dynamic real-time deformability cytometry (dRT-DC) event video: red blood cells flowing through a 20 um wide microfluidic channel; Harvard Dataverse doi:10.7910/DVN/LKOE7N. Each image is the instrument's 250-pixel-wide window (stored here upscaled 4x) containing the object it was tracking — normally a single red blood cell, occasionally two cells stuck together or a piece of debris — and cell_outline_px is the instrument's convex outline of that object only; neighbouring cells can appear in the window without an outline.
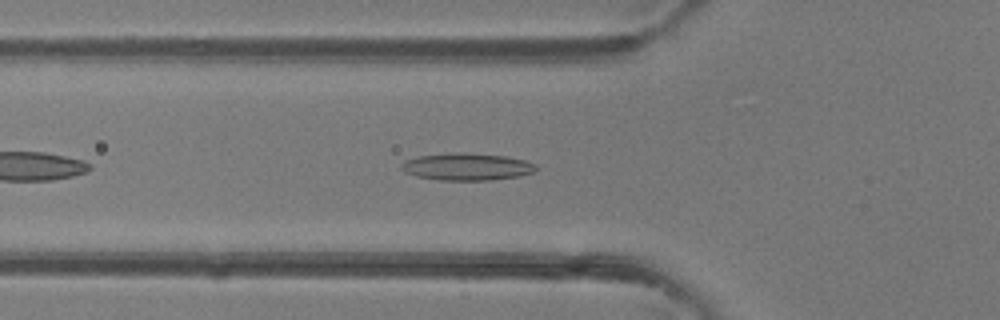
{"species": "common noctule bat (a hibernating species)", "species_latin": "Nyctalus noctula", "temperature_condition": "room temperature", "stored_images_in_passage": 37, "camera_frame_rate_fps": 3000, "um_per_image_px": 0.085, "animal": {"sex": "female"}, "frame": {"image": 1, "passage_image": 6, "time_ms": 1.667, "image_size_px": [1000, 320], "cell_outline_px": [[536, 172], [520, 176], [492, 180], [440, 180], [416, 176], [404, 172], [400, 168], [400, 164], [404, 160], [416, 156], [460, 152], [508, 156], [524, 160], [536, 164]], "centroid_in_image_um": [39.68, 14.17], "position_along_channel_um": 86.1, "area_um2": 21.56}}
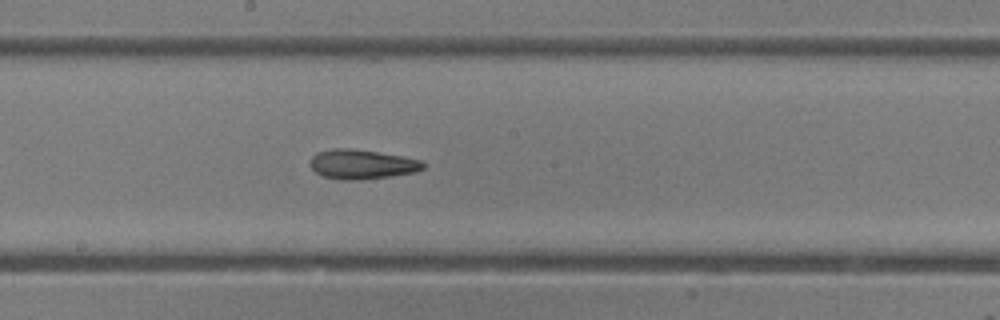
{"frame": {"image": 2, "passage_image": 15, "time_ms": 4.667, "image_size_px": [1000, 320], "cell_outline_px": [[424, 168], [416, 172], [388, 176], [352, 180], [340, 180], [324, 176], [316, 172], [312, 168], [312, 156], [316, 152], [332, 148], [352, 148], [400, 156], [420, 160], [424, 164]], "centroid_in_image_um": [30.74, 13.95], "position_along_channel_um": 217.5, "area_um2": 19.07}}
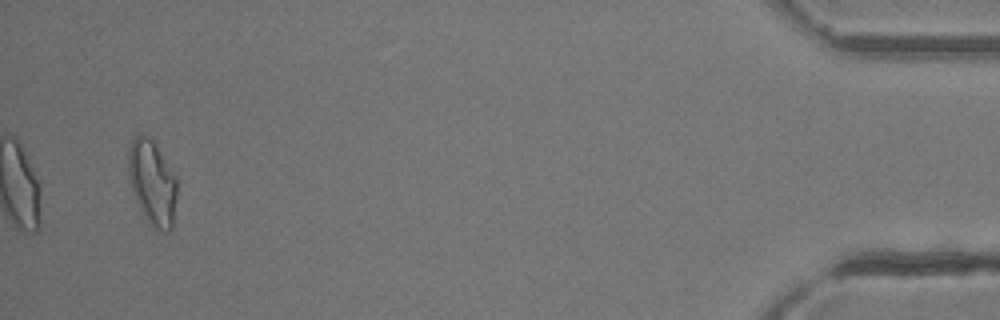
{"frame": {"image": 3, "passage_image": 35, "time_ms": 11.333, "image_size_px": [1000, 320], "cell_outline_px": [[176, 196], [172, 228], [168, 232], [164, 232], [148, 224], [140, 208], [132, 188], [128, 172], [128, 152], [132, 140], [140, 132], [152, 140], [156, 144], [176, 176]], "centroid_in_image_um": [12.95, 15.51], "position_along_channel_um": 422.3, "area_um2": 23.87}, "authors_computed_cell_mechanics": {"area_um2": 19.5942, "velocity_mm_per_s": 4.3435, "shape_relaxation_time_tau1_ms": null, "shape_relaxation_time_tau2_ms": 5.3319, "deformation_change_tau1": null, "deformation_change_tau2": 0.166}}